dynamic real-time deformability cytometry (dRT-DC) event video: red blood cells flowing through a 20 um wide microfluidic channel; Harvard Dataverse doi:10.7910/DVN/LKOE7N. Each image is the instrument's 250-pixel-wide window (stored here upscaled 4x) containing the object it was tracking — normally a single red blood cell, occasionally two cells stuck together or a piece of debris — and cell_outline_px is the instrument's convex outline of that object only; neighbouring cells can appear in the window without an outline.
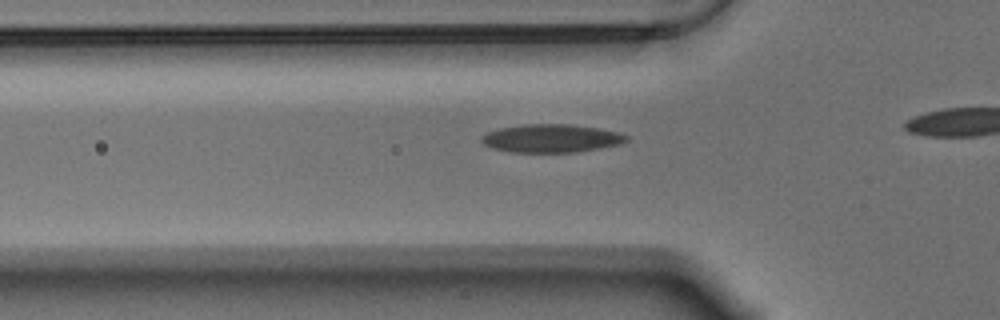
{"species": "Egyptian fruit bat (a non-hibernating species)", "species_latin": "Rousettus aegyptiacus", "temperature_condition": "warm", "stored_images_in_passage": 35, "camera_frame_rate_fps": 3000, "um_per_image_px": 0.085, "animal": {"sex": "male"}, "frame": {"image": 1, "passage_image": 8, "time_ms": 2.333, "image_size_px": [1000, 320], "cell_outline_px": [[628, 140], [620, 144], [576, 152], [512, 152], [492, 148], [484, 144], [480, 140], [480, 136], [488, 132], [500, 128], [524, 124], [568, 124], [596, 128], [616, 132], [628, 136]], "centroid_in_image_um": [46.81, 11.76], "position_along_channel_um": 79.0, "area_um2": 23.58}}
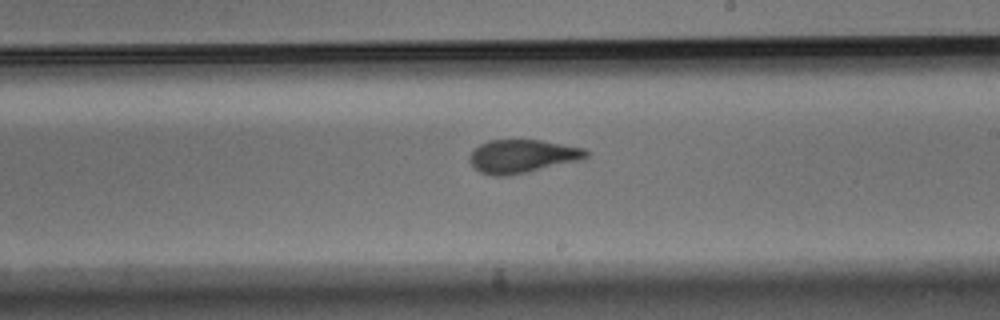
{"frame": {"image": 2, "passage_image": 22, "time_ms": 7.0, "image_size_px": [1000, 320], "cell_outline_px": [[588, 156], [576, 160], [528, 172], [504, 176], [496, 176], [480, 172], [468, 160], [472, 152], [480, 144], [488, 140], [540, 140], [584, 148], [588, 152]], "centroid_in_image_um": [44.35, 13.27], "position_along_channel_um": 244.6, "area_um2": 22.14}}
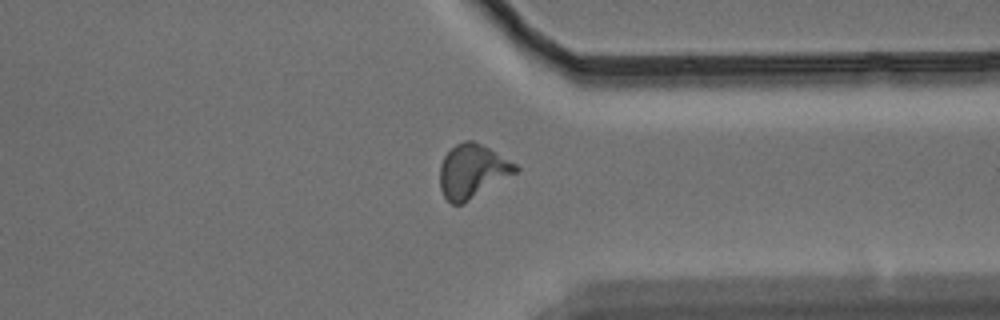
{"frame": {"image": 3, "passage_image": 33, "time_ms": 10.667, "image_size_px": [1000, 320], "cell_outline_px": [[520, 168], [516, 172], [464, 204], [452, 204], [444, 196], [440, 188], [440, 164], [444, 156], [456, 144], [464, 140], [472, 140], [488, 148], [516, 164]], "centroid_in_image_um": [40.13, 14.56], "position_along_channel_um": 371.3, "area_um2": 23.41}}